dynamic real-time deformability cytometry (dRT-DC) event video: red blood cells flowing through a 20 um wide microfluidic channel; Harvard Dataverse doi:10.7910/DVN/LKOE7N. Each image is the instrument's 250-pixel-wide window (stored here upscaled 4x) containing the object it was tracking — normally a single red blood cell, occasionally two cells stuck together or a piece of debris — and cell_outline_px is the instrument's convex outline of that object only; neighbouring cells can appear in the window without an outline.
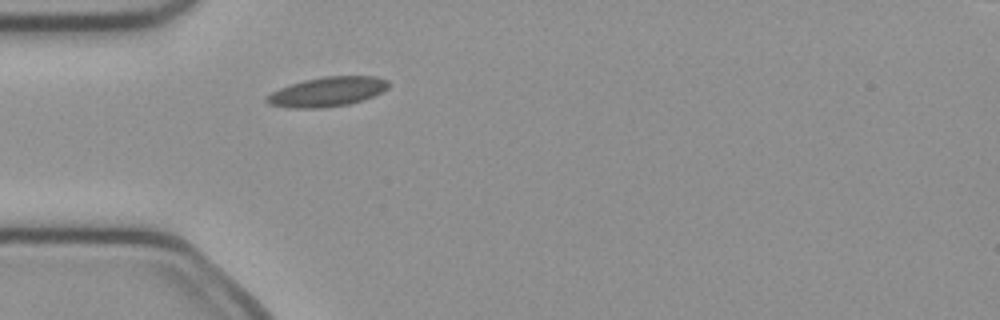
{"species": "common noctule bat (a hibernating species)", "species_latin": "Nyctalus noctula", "temperature_condition": "cold", "stored_images_in_passage": 37, "camera_frame_rate_fps": 3000, "um_per_image_px": 0.085, "animal": {"sex": "female", "body_mass_g": 21.9}, "frame": {"image": 1, "passage_image": 1, "time_ms": 0.0, "image_size_px": [1000, 320], "cell_outline_px": [[388, 88], [364, 100], [348, 104], [324, 108], [288, 108], [268, 104], [264, 100], [272, 92], [280, 88], [304, 80], [324, 76], [376, 76], [388, 80]], "centroid_in_image_um": [27.81, 7.8], "position_along_channel_um": 57.2, "area_um2": 20.92}}
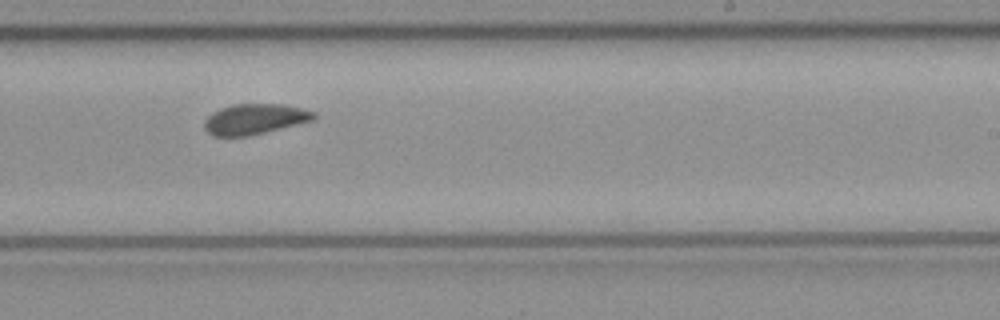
{"frame": {"image": 2, "passage_image": 17, "time_ms": 5.333, "image_size_px": [1000, 320], "cell_outline_px": [[316, 116], [312, 120], [248, 136], [212, 136], [204, 128], [204, 120], [212, 112], [220, 108], [232, 104], [284, 104], [316, 112]], "centroid_in_image_um": [21.6, 10.11], "position_along_channel_um": 267.4, "area_um2": 19.31}}
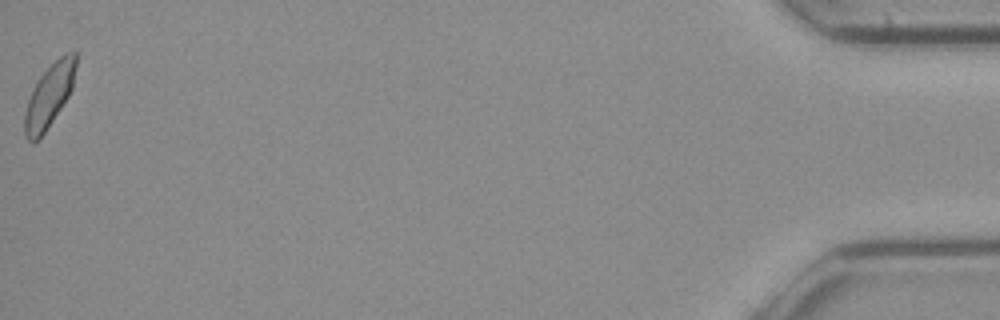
{"frame": {"image": 3, "passage_image": 37, "time_ms": 12.0, "image_size_px": [1000, 320], "cell_outline_px": [[76, 64], [72, 88], [68, 96], [40, 140], [32, 144], [24, 136], [24, 116], [28, 100], [32, 88], [40, 76], [64, 52], [76, 52]], "centroid_in_image_um": [4.16, 8.18], "position_along_channel_um": 431.0, "area_um2": 18.84}, "authors_computed_cell_mechanics": {"area_um2": 19.363, "velocity_mm_per_s": 4.0183, "shape_relaxation_time_tau1_ms": null, "shape_relaxation_time_tau2_ms": 2.7011, "deformation_change_tau1": null, "deformation_change_tau2": 0.0777}}